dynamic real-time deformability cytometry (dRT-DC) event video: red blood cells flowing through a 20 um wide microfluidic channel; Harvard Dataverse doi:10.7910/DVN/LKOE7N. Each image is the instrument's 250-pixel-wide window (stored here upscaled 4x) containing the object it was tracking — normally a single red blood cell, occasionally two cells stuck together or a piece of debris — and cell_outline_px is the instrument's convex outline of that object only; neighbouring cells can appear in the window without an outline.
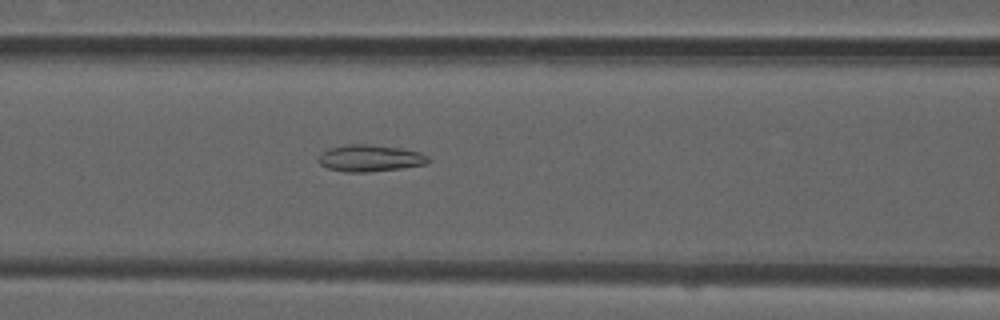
{"species": "common noctule bat (a hibernating species)", "species_latin": "Nyctalus noctula", "temperature_condition": "room temperature", "stored_images_in_passage": 30, "camera_frame_rate_fps": 3000, "um_per_image_px": 0.085, "animal": {"sex": "male", "forearm_length_mm": 52.5}, "frame": {"image": 1, "passage_image": 11, "time_ms": 3.333, "image_size_px": [1000, 320], "cell_outline_px": [[432, 160], [428, 164], [400, 168], [368, 172], [348, 172], [328, 168], [320, 164], [316, 160], [328, 148], [348, 144], [368, 144], [400, 148], [420, 152], [428, 156]], "centroid_in_image_um": [31.48, 13.44], "position_along_channel_um": 135.1, "area_um2": 17.11}}
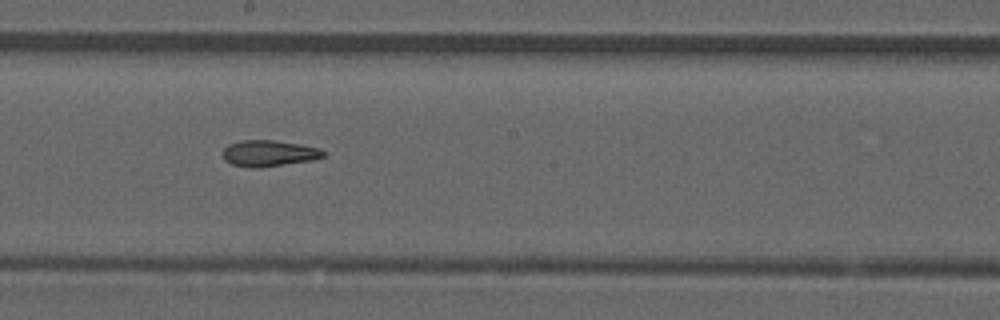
{"frame": {"image": 2, "passage_image": 18, "time_ms": 5.667, "image_size_px": [1000, 320], "cell_outline_px": [[328, 152], [324, 156], [312, 160], [260, 168], [252, 168], [232, 164], [224, 160], [224, 148], [228, 144], [240, 140], [272, 140], [300, 144], [320, 148]], "centroid_in_image_um": [22.88, 13.03], "position_along_channel_um": 225.3, "area_um2": 15.43}}
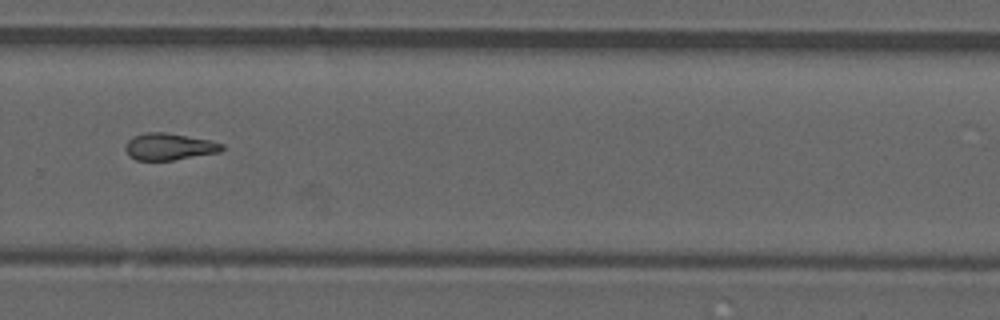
{"frame": {"image": 3, "passage_image": 25, "time_ms": 8.0, "image_size_px": [1000, 320], "cell_outline_px": [[224, 148], [220, 152], [172, 160], [136, 160], [128, 156], [124, 148], [128, 140], [132, 136], [148, 132], [164, 132], [212, 140], [224, 144]], "centroid_in_image_um": [14.37, 12.46], "position_along_channel_um": 315.4, "area_um2": 15.2}, "authors_computed_cell_mechanics": {"area_um2": 15.4615, "velocity_mm_per_s": 3.8784, "shape_relaxation_time_tau1_ms": null, "shape_relaxation_time_tau2_ms": 4.7812, "deformation_change_tau1": null, "deformation_change_tau2": 0.1297}}